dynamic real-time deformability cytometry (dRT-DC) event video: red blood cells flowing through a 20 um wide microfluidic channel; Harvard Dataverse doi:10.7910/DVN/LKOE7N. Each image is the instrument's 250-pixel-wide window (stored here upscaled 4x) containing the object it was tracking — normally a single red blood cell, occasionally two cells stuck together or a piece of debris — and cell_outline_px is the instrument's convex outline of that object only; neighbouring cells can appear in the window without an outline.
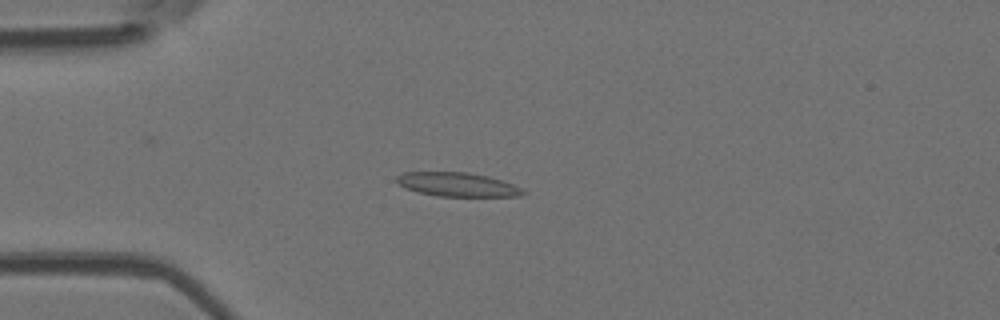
{"species": "Egyptian fruit bat (a non-hibernating species)", "species_latin": "Rousettus aegyptiacus", "temperature_condition": "room temperature", "stored_images_in_passage": 52, "camera_frame_rate_fps": 3000, "um_per_image_px": 0.085, "animal": {"sex": "female"}, "frame": {"image": 1, "passage_image": 13, "time_ms": 4.0, "image_size_px": [1000, 320], "cell_outline_px": [[528, 192], [520, 196], [440, 196], [420, 192], [404, 188], [396, 180], [396, 176], [404, 172], [468, 172], [488, 176], [512, 184]], "centroid_in_image_um": [38.88, 15.68], "position_along_channel_um": 46.1, "area_um2": 17.46}}
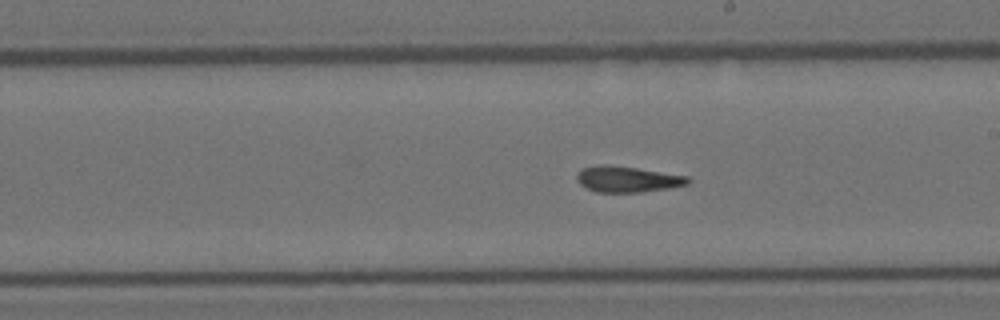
{"frame": {"image": 2, "passage_image": 29, "time_ms": 9.333, "image_size_px": [1000, 320], "cell_outline_px": [[692, 180], [688, 184], [668, 188], [640, 192], [596, 192], [580, 184], [576, 180], [576, 172], [580, 168], [596, 164], [608, 164], [636, 168], [688, 176]], "centroid_in_image_um": [53.28, 15.21], "position_along_channel_um": 235.7, "area_um2": 16.94}}
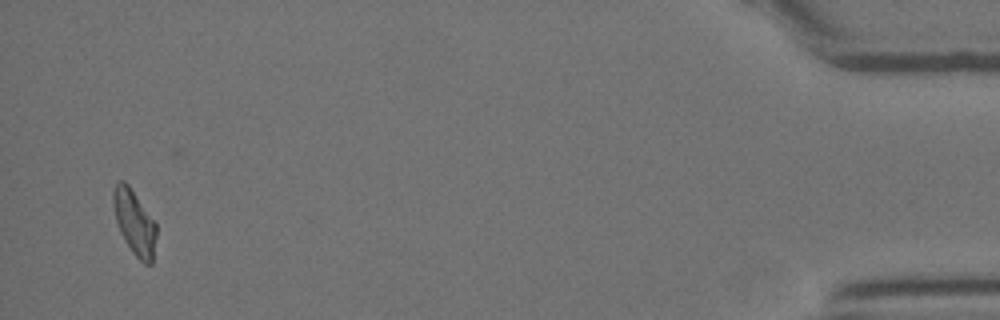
{"frame": {"image": 3, "passage_image": 50, "time_ms": 16.333, "image_size_px": [1000, 320], "cell_outline_px": [[156, 236], [152, 264], [144, 264], [132, 252], [124, 240], [120, 232], [116, 220], [112, 204], [112, 188], [116, 180], [124, 180], [128, 184], [156, 224]], "centroid_in_image_um": [11.39, 18.87], "position_along_channel_um": 423.8, "area_um2": 16.3}}